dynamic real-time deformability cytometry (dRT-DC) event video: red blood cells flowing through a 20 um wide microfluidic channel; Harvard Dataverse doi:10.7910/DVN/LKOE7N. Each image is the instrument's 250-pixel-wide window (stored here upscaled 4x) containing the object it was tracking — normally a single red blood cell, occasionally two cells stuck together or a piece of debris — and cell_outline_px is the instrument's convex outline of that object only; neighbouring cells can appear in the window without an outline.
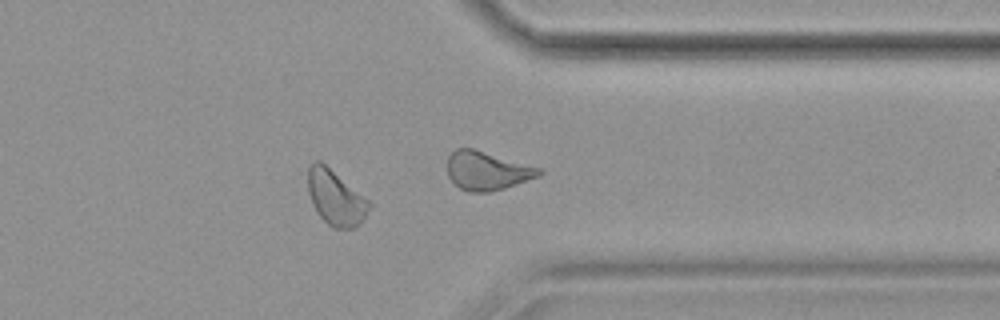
{"species": "common noctule bat (a hibernating species)", "species_latin": "Nyctalus noctula", "temperature_condition": "cold", "stored_images_in_passage": 43, "camera_frame_rate_fps": 3000, "um_per_image_px": 0.085, "animal": {"sex": "female", "body_mass_g": 19.9}, "frame": {"image": 1, "passage_image": 31, "time_ms": 10.0, "image_size_px": [1000, 320], "cell_outline_px": [[372, 204], [360, 224], [356, 228], [332, 228], [316, 212], [312, 204], [308, 192], [308, 168], [316, 160], [320, 160], [368, 200]], "centroid_in_image_um": [28.51, 16.82], "position_along_channel_um": 382.9, "area_um2": 19.42}, "authors_computed_cell_mechanics": {"area_um2": 19.1896, "velocity_mm_per_s": 3.5226, "shape_relaxation_time_tau1_ms": null, "shape_relaxation_time_tau2_ms": 2.9159, "deformation_change_tau1": null, "deformation_change_tau2": 0.0622}}